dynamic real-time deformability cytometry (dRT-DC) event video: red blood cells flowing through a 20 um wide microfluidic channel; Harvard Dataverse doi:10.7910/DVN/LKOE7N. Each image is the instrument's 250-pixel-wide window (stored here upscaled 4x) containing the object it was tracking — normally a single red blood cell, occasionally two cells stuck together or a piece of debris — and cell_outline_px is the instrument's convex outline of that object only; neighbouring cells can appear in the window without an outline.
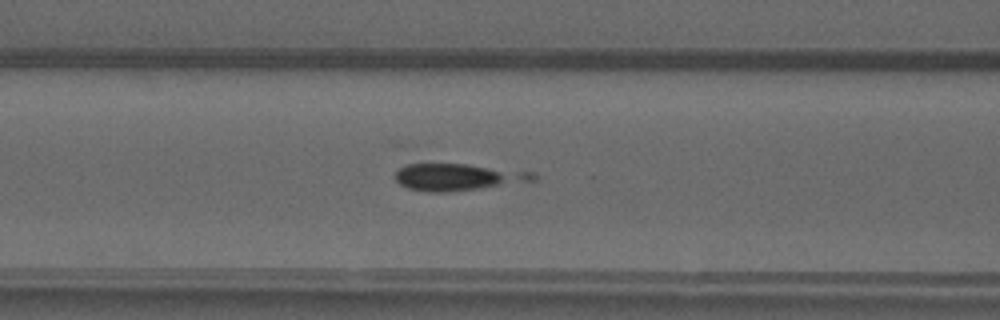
{"species": "common noctule bat (a hibernating species)", "species_latin": "Nyctalus noctula", "temperature_condition": "warm", "stored_images_in_passage": 39, "camera_frame_rate_fps": 3000, "um_per_image_px": 0.085, "animal": {"sex": "male", "forearm_length_mm": 52.5}, "frame": {"image": 1, "passage_image": 8, "time_ms": 2.333, "image_size_px": [1000, 320], "cell_outline_px": [[536, 180], [480, 188], [448, 192], [428, 192], [408, 188], [400, 184], [396, 180], [396, 172], [400, 168], [408, 164], [468, 164], [536, 172]], "centroid_in_image_um": [38.94, 15.04], "position_along_channel_um": 127.7, "area_um2": 21.44}}
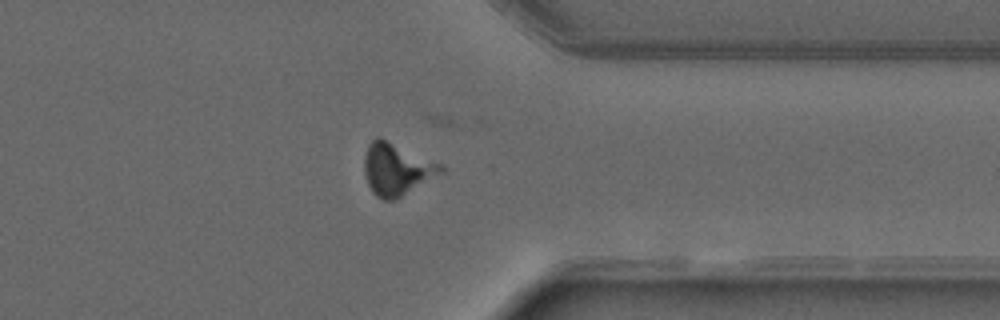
{"frame": {"image": 2, "passage_image": 27, "time_ms": 8.667, "image_size_px": [1000, 320], "cell_outline_px": [[444, 172], [396, 200], [384, 200], [376, 196], [372, 192], [368, 184], [364, 172], [364, 156], [368, 144], [376, 136], [380, 136], [440, 164], [444, 168]], "centroid_in_image_um": [33.69, 14.38], "position_along_channel_um": 377.7, "area_um2": 23.29}}
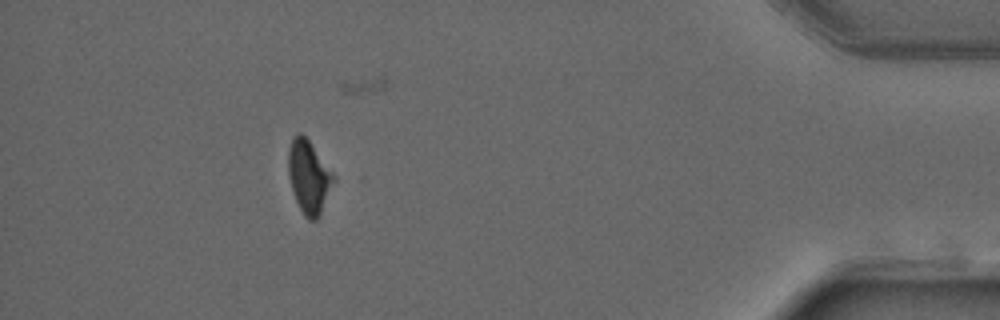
{"frame": {"image": 3, "passage_image": 33, "time_ms": 10.667, "image_size_px": [1000, 320], "cell_outline_px": [[336, 180], [316, 220], [308, 220], [304, 216], [296, 200], [292, 188], [288, 172], [288, 148], [292, 136], [296, 132], [300, 132], [308, 140], [336, 176]], "centroid_in_image_um": [26.24, 14.99], "position_along_channel_um": 409.0, "area_um2": 19.13}}